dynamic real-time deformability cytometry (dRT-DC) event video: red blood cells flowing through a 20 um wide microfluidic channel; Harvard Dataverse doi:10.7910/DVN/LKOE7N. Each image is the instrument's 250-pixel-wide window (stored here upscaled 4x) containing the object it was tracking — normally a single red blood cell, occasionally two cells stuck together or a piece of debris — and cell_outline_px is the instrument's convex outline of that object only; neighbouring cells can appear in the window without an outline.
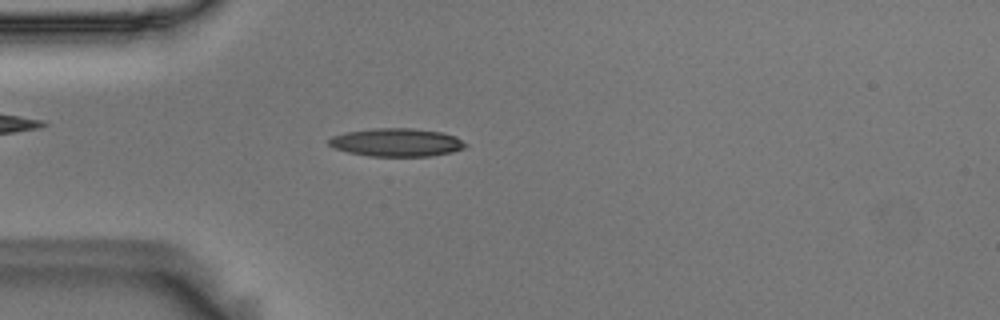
{"species": "Egyptian fruit bat (a non-hibernating species)", "species_latin": "Rousettus aegyptiacus", "temperature_condition": "room temperature", "stored_images_in_passage": 49, "camera_frame_rate_fps": 3000, "um_per_image_px": 0.085, "animal": {"sex": "male"}, "frame": {"image": 1, "passage_image": 9, "time_ms": 2.667, "image_size_px": [1000, 320], "cell_outline_px": [[468, 144], [464, 148], [452, 152], [428, 156], [368, 156], [348, 152], [332, 148], [328, 144], [328, 140], [332, 136], [344, 132], [372, 128], [412, 128], [440, 132], [456, 136]], "centroid_in_image_um": [33.68, 12.1], "position_along_channel_um": 51.3, "area_um2": 22.54}}
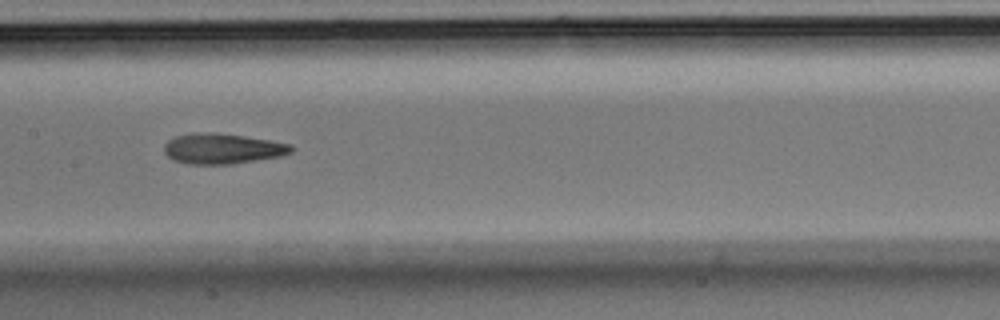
{"frame": {"image": 2, "passage_image": 21, "time_ms": 6.667, "image_size_px": [1000, 320], "cell_outline_px": [[296, 148], [292, 152], [280, 156], [232, 164], [188, 164], [172, 160], [164, 152], [164, 144], [168, 140], [176, 136], [192, 132], [216, 132], [272, 140], [288, 144]], "centroid_in_image_um": [18.89, 12.63], "position_along_channel_um": 188.5, "area_um2": 22.72}}
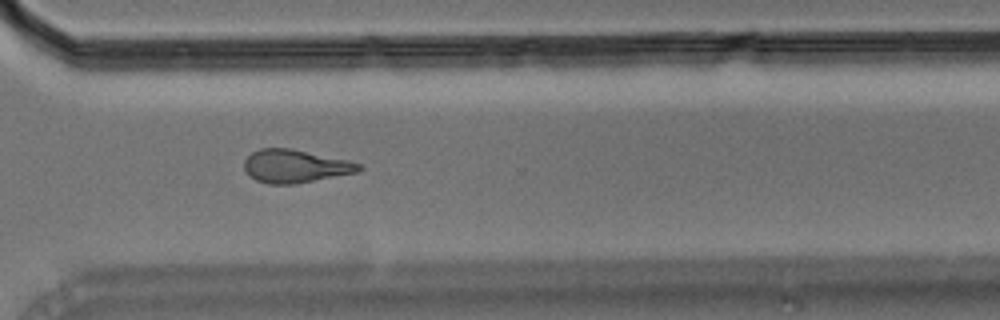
{"frame": {"image": 3, "passage_image": 34, "time_ms": 11.0, "image_size_px": [1000, 320], "cell_outline_px": [[364, 168], [356, 172], [296, 184], [268, 184], [256, 180], [248, 176], [244, 168], [244, 160], [252, 152], [260, 148], [292, 148], [348, 160], [360, 164]], "centroid_in_image_um": [25.06, 14.12], "position_along_channel_um": 345.5, "area_um2": 22.2}, "authors_computed_cell_mechanics": {"area_um2": 22.1374, "velocity_mm_per_s": 3.6383, "shape_relaxation_time_tau1_ms": null, "shape_relaxation_time_tau2_ms": 4.437, "deformation_change_tau1": null, "deformation_change_tau2": 0.142}}